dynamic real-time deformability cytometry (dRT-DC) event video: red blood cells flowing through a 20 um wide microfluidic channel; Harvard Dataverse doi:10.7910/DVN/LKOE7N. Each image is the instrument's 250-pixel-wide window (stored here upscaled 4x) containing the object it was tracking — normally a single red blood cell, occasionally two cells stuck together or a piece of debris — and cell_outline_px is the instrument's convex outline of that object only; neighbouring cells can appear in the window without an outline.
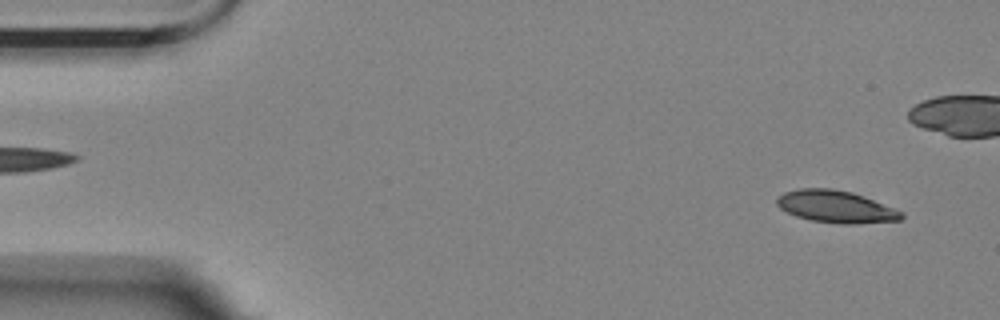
{"species": "Egyptian fruit bat (a non-hibernating species)", "species_latin": "Rousettus aegyptiacus", "temperature_condition": "room temperature", "stored_images_in_passage": 45, "camera_frame_rate_fps": 3000, "um_per_image_px": 0.085, "animal": {"sex": "female"}, "frame": {"image": 1, "passage_image": 4, "time_ms": 1.0, "image_size_px": [1000, 320], "cell_outline_px": [[904, 216], [900, 220], [856, 224], [840, 224], [812, 220], [796, 216], [780, 208], [776, 204], [776, 196], [784, 192], [800, 188], [832, 188], [852, 192], [904, 212]], "centroid_in_image_um": [71.03, 17.56], "position_along_channel_um": 14.0, "area_um2": 23.35}}
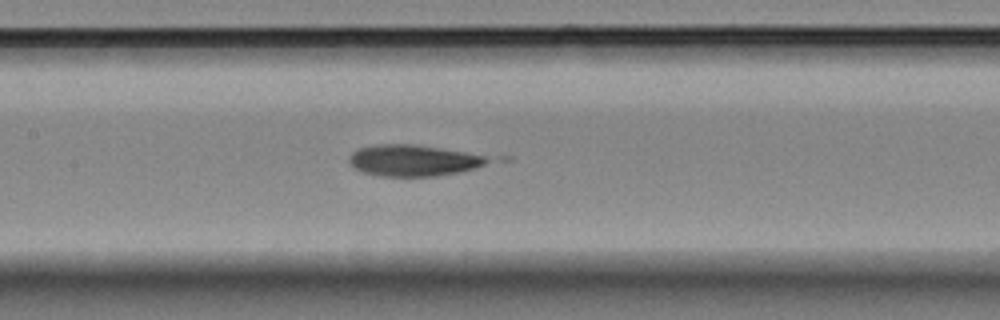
{"frame": {"image": 2, "passage_image": 26, "time_ms": 8.333, "image_size_px": [1000, 320], "cell_outline_px": [[492, 160], [484, 164], [460, 172], [436, 176], [380, 176], [364, 172], [352, 168], [348, 160], [352, 152], [360, 148], [380, 144], [416, 144], [464, 152], [484, 156]], "centroid_in_image_um": [35.08, 13.64], "position_along_channel_um": 172.3, "area_um2": 25.03}}
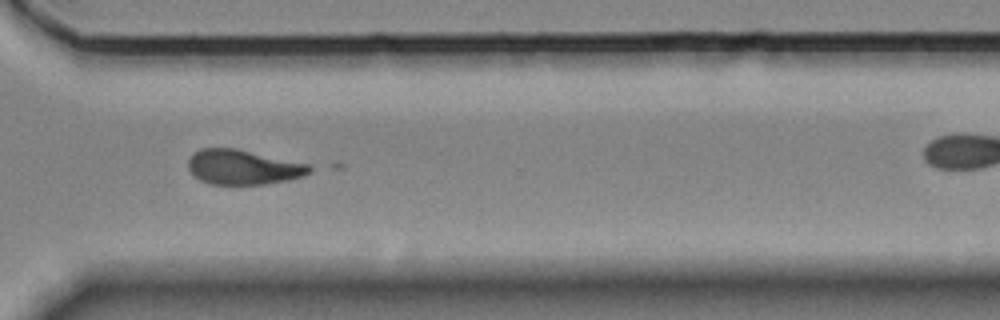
{"frame": {"image": 3, "passage_image": 41, "time_ms": 13.333, "image_size_px": [1000, 320], "cell_outline_px": [[312, 168], [304, 176], [288, 180], [264, 184], [208, 184], [192, 176], [188, 168], [188, 160], [200, 148], [236, 148], [308, 164]], "centroid_in_image_um": [20.62, 14.21], "position_along_channel_um": 350.0, "area_um2": 24.51}}